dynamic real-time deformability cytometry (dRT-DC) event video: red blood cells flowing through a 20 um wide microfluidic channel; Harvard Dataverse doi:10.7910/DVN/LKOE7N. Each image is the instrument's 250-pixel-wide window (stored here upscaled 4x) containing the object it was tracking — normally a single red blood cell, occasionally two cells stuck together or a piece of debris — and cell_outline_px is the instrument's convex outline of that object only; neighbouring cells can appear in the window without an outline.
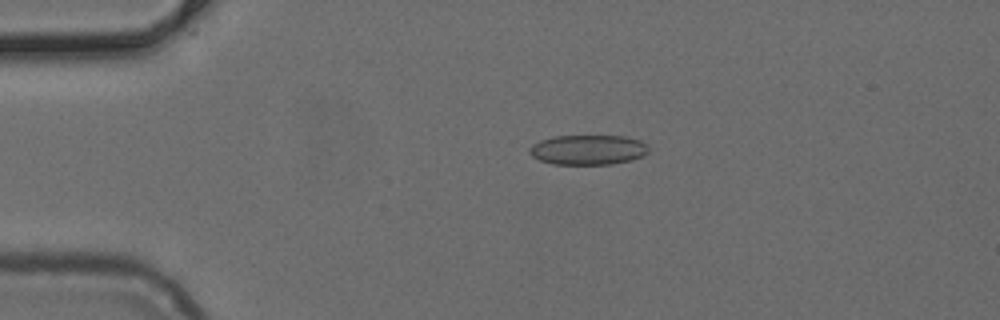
{"species": "common noctule bat (a hibernating species)", "species_latin": "Nyctalus noctula", "temperature_condition": "cold", "stored_images_in_passage": 42, "camera_frame_rate_fps": 3000, "um_per_image_px": 0.085, "animal": {"sex": "female", "body_mass_g": 24.6, "forearm_length_mm": 56.2}, "frame": {"image": 1, "passage_image": 1, "time_ms": 0.0, "image_size_px": [1000, 320], "cell_outline_px": [[648, 152], [632, 160], [612, 164], [552, 164], [540, 160], [532, 156], [528, 152], [528, 148], [532, 144], [540, 140], [552, 136], [624, 136], [640, 140], [648, 144]], "centroid_in_image_um": [49.96, 12.73], "position_along_channel_um": 35.0, "area_um2": 20.87}}
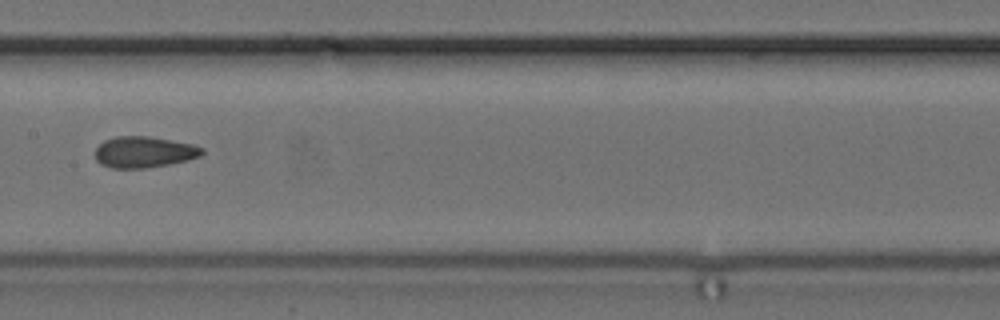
{"frame": {"image": 2, "passage_image": 16, "time_ms": 5.0, "image_size_px": [1000, 320], "cell_outline_px": [[204, 152], [200, 156], [188, 160], [168, 164], [144, 168], [112, 168], [100, 164], [96, 160], [96, 148], [104, 140], [116, 136], [148, 136], [172, 140], [192, 144], [204, 148]], "centroid_in_image_um": [12.24, 12.92], "position_along_channel_um": 195.2, "area_um2": 19.42}}
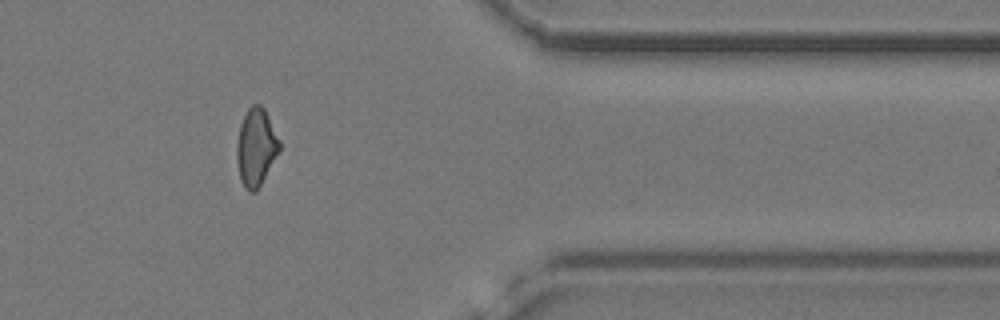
{"frame": {"image": 3, "passage_image": 32, "time_ms": 10.333, "image_size_px": [1000, 320], "cell_outline_px": [[280, 148], [256, 192], [248, 192], [244, 188], [240, 180], [236, 160], [236, 144], [240, 124], [248, 108], [252, 104], [260, 104], [264, 108], [280, 140]], "centroid_in_image_um": [21.73, 12.51], "position_along_channel_um": 389.7, "area_um2": 19.25}}